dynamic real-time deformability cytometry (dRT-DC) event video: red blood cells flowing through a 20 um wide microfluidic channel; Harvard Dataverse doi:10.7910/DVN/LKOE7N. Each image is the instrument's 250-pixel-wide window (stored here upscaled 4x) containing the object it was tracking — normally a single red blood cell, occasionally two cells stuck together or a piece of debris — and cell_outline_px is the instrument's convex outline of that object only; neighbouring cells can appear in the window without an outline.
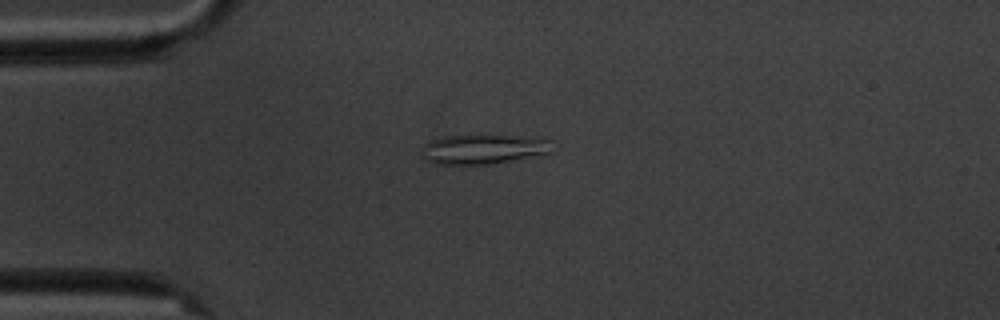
{"species": "common noctule bat (a hibernating species)", "species_latin": "Nyctalus noctula", "temperature_condition": "cold", "stored_images_in_passage": 3, "camera_frame_rate_fps": 3000, "um_per_image_px": 0.085, "animal": {"sex": "male", "body_mass_g": 20.1, "forearm_length_mm": 53.5}, "frame": {"image": 1, "passage_image": 1, "time_ms": 0.0, "image_size_px": [1000, 320], "cell_outline_px": [[552, 152], [492, 164], [436, 164], [424, 160], [420, 156], [420, 152], [424, 144], [432, 140], [444, 136], [508, 136], [552, 140]], "centroid_in_image_um": [41.0, 12.7], "position_along_channel_um": 44.0, "area_um2": 22.25}}
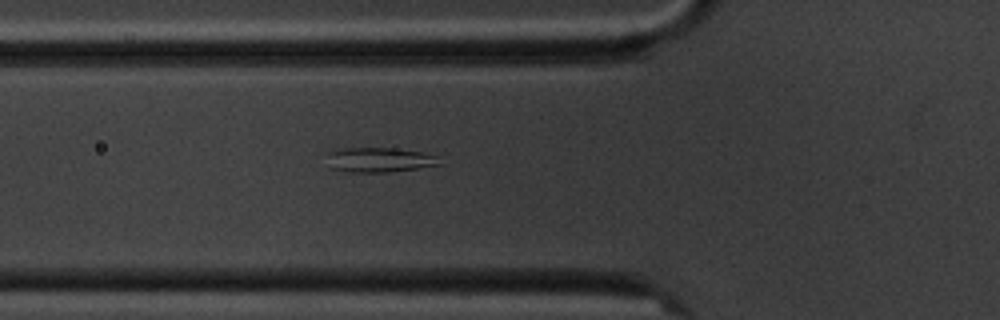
{"frame": {"image": 2, "passage_image": 3, "time_ms": 2.0, "image_size_px": [1000, 320], "cell_outline_px": [[444, 164], [388, 172], [344, 172], [332, 168], [324, 152], [344, 148], [396, 148], [420, 152], [436, 156]], "centroid_in_image_um": [32.2, 13.58], "position_along_channel_um": 93.6, "area_um2": 16.3}}